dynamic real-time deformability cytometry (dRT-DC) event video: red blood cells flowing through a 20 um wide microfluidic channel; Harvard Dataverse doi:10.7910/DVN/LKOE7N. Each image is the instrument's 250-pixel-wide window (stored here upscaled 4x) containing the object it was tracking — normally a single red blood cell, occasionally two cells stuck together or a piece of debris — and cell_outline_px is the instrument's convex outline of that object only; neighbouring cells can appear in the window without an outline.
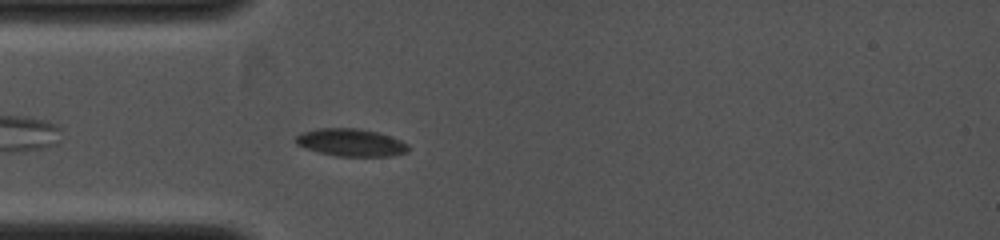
{"species": "common noctule bat (a hibernating species)", "species_latin": "Nyctalus noctula", "temperature_condition": "cold", "stored_images_in_passage": 4, "camera_frame_rate_fps": 4000, "um_per_image_px": 0.085, "animal": {"sex": "female", "body_mass_g": 19.0, "forearm_length_mm": 53.3}, "frame": {"image": 1, "passage_image": 3, "time_ms": 0.75, "image_size_px": [1000, 240], "cell_outline_px": [[408, 152], [392, 156], [336, 156], [320, 152], [296, 144], [296, 136], [304, 132], [320, 128], [356, 128], [376, 132], [400, 140], [408, 144]], "centroid_in_image_um": [29.85, 12.12], "position_along_channel_um": 55.1, "area_um2": 17.74}}